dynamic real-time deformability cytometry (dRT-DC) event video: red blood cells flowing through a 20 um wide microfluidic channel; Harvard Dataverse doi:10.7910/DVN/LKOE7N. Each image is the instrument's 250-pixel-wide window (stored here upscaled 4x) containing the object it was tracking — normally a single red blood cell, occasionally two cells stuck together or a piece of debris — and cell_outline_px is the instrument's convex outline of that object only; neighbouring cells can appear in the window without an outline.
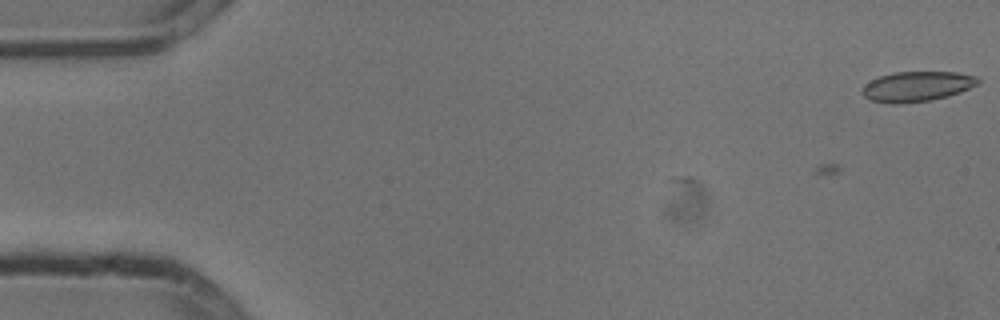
{"species": "common noctule bat (a hibernating species)", "species_latin": "Nyctalus noctula", "temperature_condition": "cold", "stored_images_in_passage": 7, "camera_frame_rate_fps": 3000, "um_per_image_px": 0.085, "animal": {"sex": "male", "body_mass_g": 13.3}, "frame": {"image": 1, "passage_image": 1, "time_ms": 0.0, "image_size_px": [1000, 320], "cell_outline_px": [[980, 84], [960, 92], [948, 96], [932, 100], [900, 104], [888, 104], [872, 100], [864, 96], [860, 92], [860, 88], [864, 84], [880, 76], [892, 72], [956, 72], [976, 76], [980, 80]], "centroid_in_image_um": [77.92, 7.35], "position_along_channel_um": 7.1, "area_um2": 20.58}}